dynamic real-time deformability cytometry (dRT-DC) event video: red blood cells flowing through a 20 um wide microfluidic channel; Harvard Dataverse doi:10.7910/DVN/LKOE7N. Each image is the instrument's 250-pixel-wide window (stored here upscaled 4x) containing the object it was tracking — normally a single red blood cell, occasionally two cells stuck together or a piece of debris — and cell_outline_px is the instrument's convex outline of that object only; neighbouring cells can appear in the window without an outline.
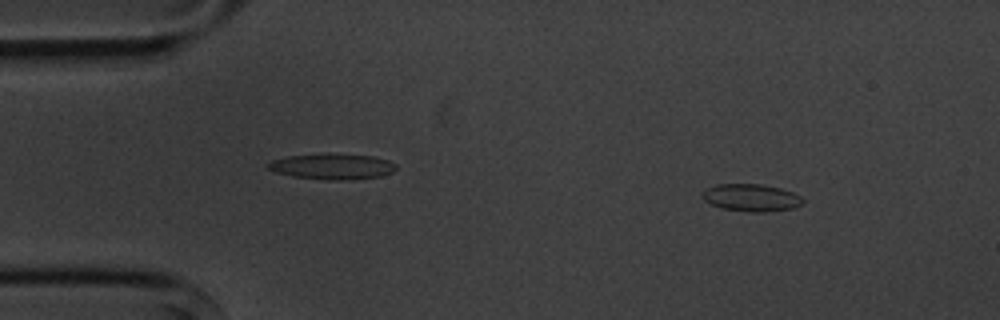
{"species": "common noctule bat (a hibernating species)", "species_latin": "Nyctalus noctula", "temperature_condition": "cold", "stored_images_in_passage": 3, "camera_frame_rate_fps": 3000, "um_per_image_px": 0.085, "animal": {"sex": "male", "body_mass_g": 20.1, "forearm_length_mm": 53.5}, "frame": {"image": 1, "passage_image": 1, "time_ms": 0.0, "image_size_px": [1000, 320], "cell_outline_px": [[804, 204], [792, 208], [764, 212], [748, 212], [720, 208], [704, 200], [700, 196], [704, 188], [716, 184], [760, 184], [780, 188], [792, 192], [800, 196], [804, 200]], "centroid_in_image_um": [63.82, 16.8], "position_along_channel_um": 21.2, "area_um2": 16.18}}